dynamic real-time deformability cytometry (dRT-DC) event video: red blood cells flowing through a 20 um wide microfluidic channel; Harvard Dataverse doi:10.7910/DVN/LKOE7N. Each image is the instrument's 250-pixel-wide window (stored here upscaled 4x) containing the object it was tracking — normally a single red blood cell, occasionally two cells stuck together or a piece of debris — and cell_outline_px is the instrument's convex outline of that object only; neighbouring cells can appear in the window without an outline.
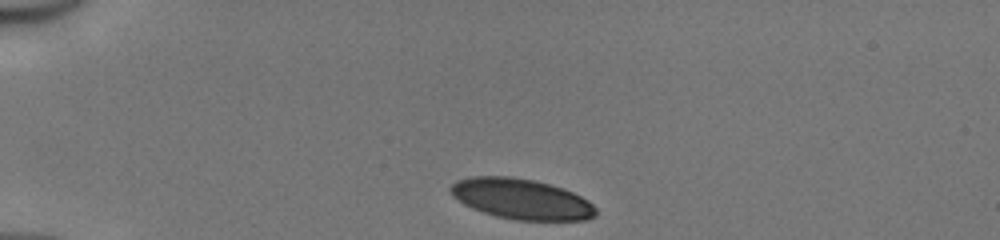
{"species": "human", "species_latin": "Homo sapiens", "temperature_condition": "cold", "stored_images_in_passage": 32, "camera_frame_rate_fps": 3000, "um_per_image_px": 0.085, "donor": {"sex": "male"}, "frame": {"image": 1, "passage_image": 1, "time_ms": 0.0, "image_size_px": [1000, 240], "cell_outline_px": [[596, 216], [588, 220], [516, 220], [496, 216], [472, 208], [464, 204], [452, 196], [448, 188], [456, 180], [472, 176], [508, 176], [536, 180], [572, 192], [588, 200], [596, 208]], "centroid_in_image_um": [44.3, 16.91], "position_along_channel_um": 40.7, "area_um2": 34.28}}
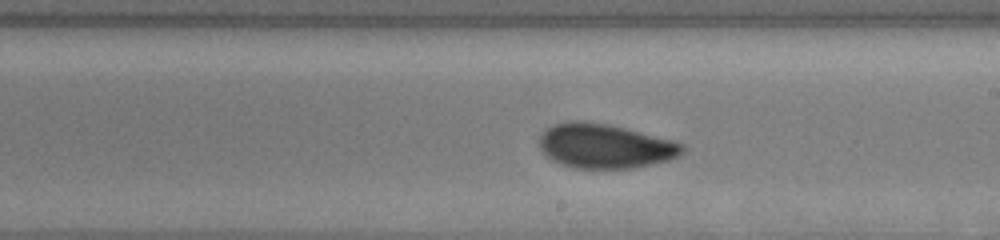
{"frame": {"image": 2, "passage_image": 19, "time_ms": 6.0, "image_size_px": [1000, 240], "cell_outline_px": [[684, 152], [680, 156], [668, 160], [636, 168], [576, 168], [552, 160], [540, 148], [540, 136], [544, 128], [552, 124], [568, 120], [580, 120], [608, 124], [676, 140], [684, 144]], "centroid_in_image_um": [51.45, 12.39], "position_along_channel_um": 237.6, "area_um2": 37.34}}
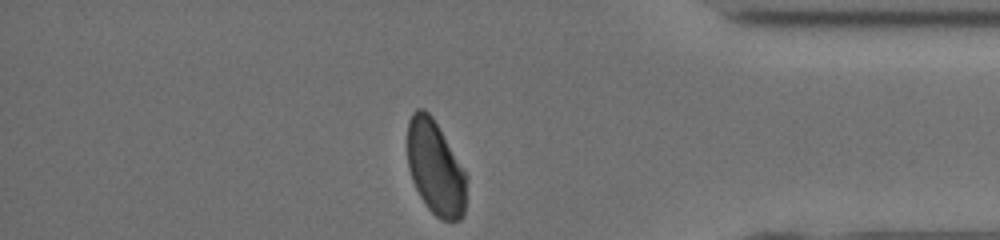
{"frame": {"image": 3, "passage_image": 32, "time_ms": 10.333, "image_size_px": [1000, 240], "cell_outline_px": [[468, 180], [464, 216], [460, 220], [440, 220], [428, 208], [420, 196], [412, 180], [408, 168], [408, 120], [412, 112], [416, 108], [424, 108], [432, 116], [468, 176]], "centroid_in_image_um": [37.03, 14.28], "position_along_channel_um": 398.2, "area_um2": 32.71}, "authors_computed_cell_mechanics": {"area_um2": 36.5585, "velocity_mm_per_s": 4.1503, "shape_relaxation_time_tau1_ms": 4.9367, "shape_relaxation_time_tau2_ms": 0.8831, "deformation_change_tau1": 0.1354, "deformation_change_tau2": 0.0542}}